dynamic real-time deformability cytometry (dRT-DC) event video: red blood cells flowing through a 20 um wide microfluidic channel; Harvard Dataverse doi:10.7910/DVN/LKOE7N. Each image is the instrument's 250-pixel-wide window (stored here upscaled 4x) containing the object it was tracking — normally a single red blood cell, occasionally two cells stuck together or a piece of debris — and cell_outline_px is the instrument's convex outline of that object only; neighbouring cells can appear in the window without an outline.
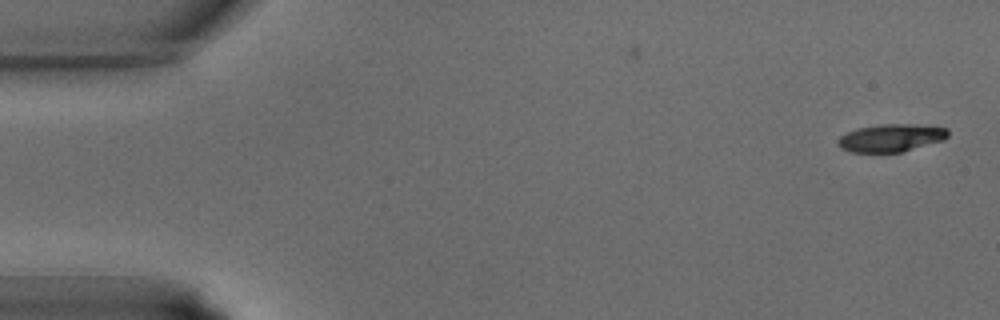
{"species": "common noctule bat (a hibernating species)", "species_latin": "Nyctalus noctula", "temperature_condition": "warm", "stored_images_in_passage": 36, "camera_frame_rate_fps": 3000, "um_per_image_px": 0.085, "animal": {"sex": "male", "body_mass_g": 15.6}, "frame": {"image": 1, "passage_image": 1, "time_ms": 0.0, "image_size_px": [1000, 320], "cell_outline_px": [[948, 136], [944, 140], [900, 152], [852, 152], [840, 148], [836, 144], [836, 140], [840, 136], [856, 128], [880, 124], [912, 124], [948, 128]], "centroid_in_image_um": [75.7, 11.71], "position_along_channel_um": 9.3, "area_um2": 17.8}}
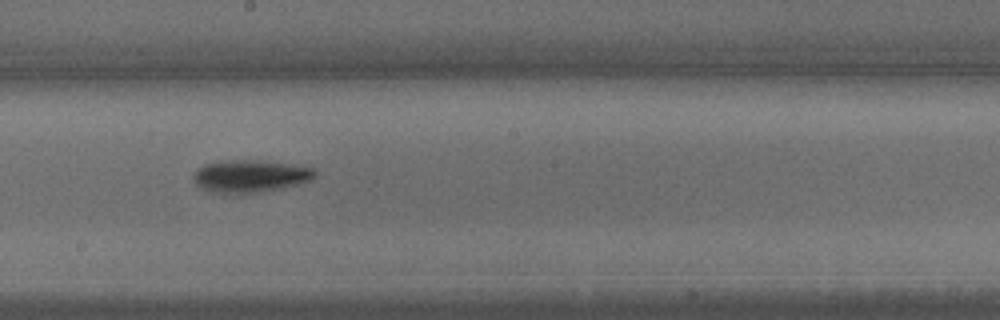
{"frame": {"image": 2, "passage_image": 20, "time_ms": 6.333, "image_size_px": [1000, 320], "cell_outline_px": [[316, 176], [312, 180], [280, 188], [260, 192], [212, 192], [200, 188], [196, 184], [192, 176], [196, 168], [204, 164], [220, 160], [264, 160], [316, 168]], "centroid_in_image_um": [21.26, 14.94], "position_along_channel_um": 226.9, "area_um2": 23.0}}
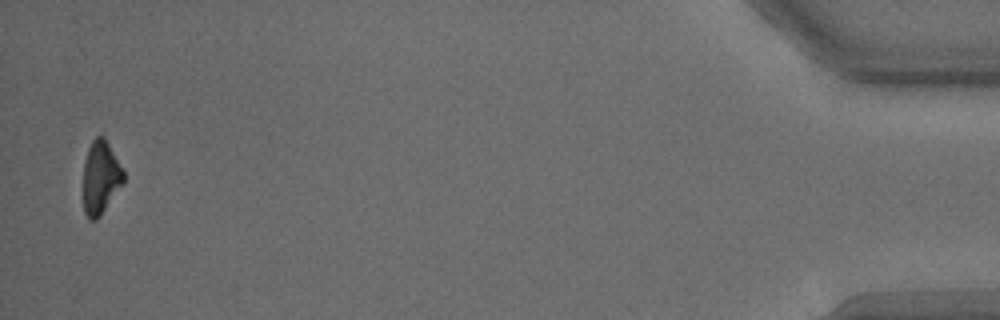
{"frame": {"image": 3, "passage_image": 36, "time_ms": 11.667, "image_size_px": [1000, 320], "cell_outline_px": [[124, 184], [100, 216], [96, 220], [88, 220], [84, 212], [84, 160], [88, 148], [92, 140], [96, 136], [104, 136], [124, 172]], "centroid_in_image_um": [8.56, 15.11], "position_along_channel_um": 426.6, "area_um2": 17.22}}